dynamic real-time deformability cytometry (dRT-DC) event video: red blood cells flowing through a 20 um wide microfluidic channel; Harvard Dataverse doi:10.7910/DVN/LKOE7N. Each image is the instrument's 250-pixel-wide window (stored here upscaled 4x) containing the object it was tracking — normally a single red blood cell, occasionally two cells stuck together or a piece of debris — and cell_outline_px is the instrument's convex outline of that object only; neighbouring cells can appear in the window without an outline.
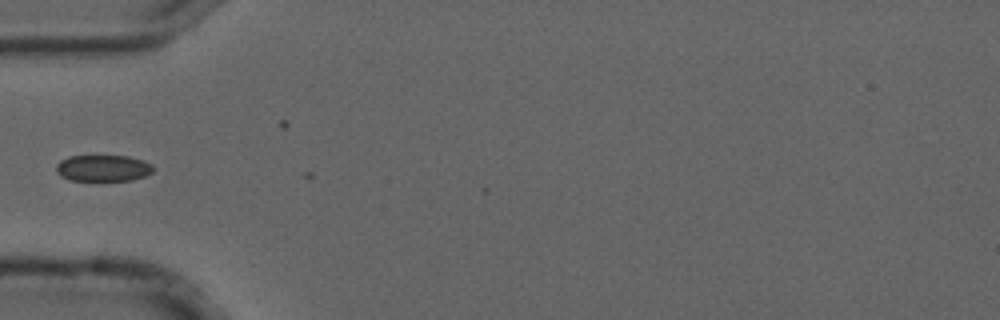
{"species": "common noctule bat (a hibernating species)", "species_latin": "Nyctalus noctula", "temperature_condition": "cold", "stored_images_in_passage": 3, "camera_frame_rate_fps": 3000, "um_per_image_px": 0.085, "animal": {"sex": "male", "forearm_length_mm": 52.5}, "frame": {"image": 1, "passage_image": 1, "time_ms": 0.0, "image_size_px": [1000, 320], "cell_outline_px": [[152, 172], [144, 176], [132, 180], [100, 184], [96, 184], [68, 180], [60, 176], [56, 172], [56, 164], [60, 160], [68, 156], [128, 156], [152, 164]], "centroid_in_image_um": [8.69, 14.36], "position_along_channel_um": 76.3, "area_um2": 15.84}}